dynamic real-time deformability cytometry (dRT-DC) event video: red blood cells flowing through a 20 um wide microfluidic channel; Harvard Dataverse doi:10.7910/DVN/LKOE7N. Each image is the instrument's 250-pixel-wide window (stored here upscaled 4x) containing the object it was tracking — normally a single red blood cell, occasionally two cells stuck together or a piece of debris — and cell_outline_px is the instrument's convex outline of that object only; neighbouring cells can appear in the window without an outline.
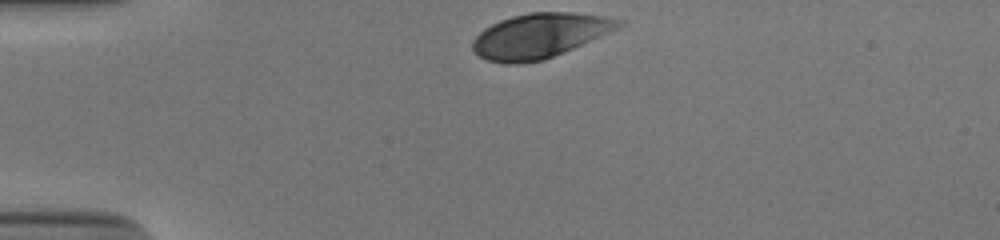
{"species": "human", "species_latin": "Homo sapiens", "temperature_condition": "cold", "stored_images_in_passage": 32, "camera_frame_rate_fps": 3000, "um_per_image_px": 0.085, "donor": {"sex": "male"}, "frame": {"image": 1, "passage_image": 1, "time_ms": 0.0, "image_size_px": [1000, 240], "cell_outline_px": [[624, 24], [616, 28], [564, 52], [544, 60], [516, 64], [504, 64], [484, 60], [472, 52], [472, 40], [484, 28], [500, 20], [512, 16], [528, 12], [572, 12], [604, 16], [624, 20]], "centroid_in_image_um": [45.8, 3.04], "position_along_channel_um": 39.2, "area_um2": 37.97}}
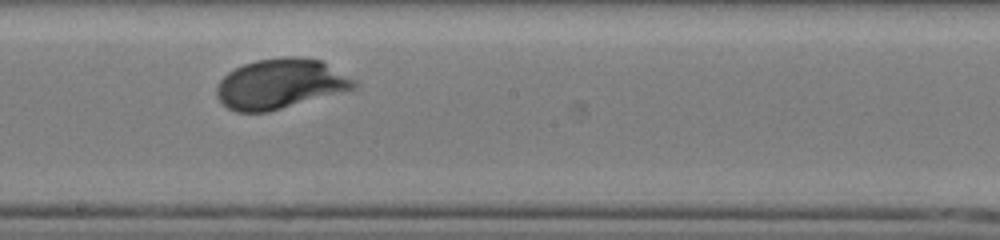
{"frame": {"image": 2, "passage_image": 19, "time_ms": 6.0, "image_size_px": [1000, 240], "cell_outline_px": [[356, 88], [268, 112], [236, 112], [228, 108], [216, 96], [216, 88], [220, 80], [228, 72], [244, 64], [256, 60], [284, 56], [296, 56], [324, 60], [356, 80]], "centroid_in_image_um": [23.84, 7.11], "position_along_channel_um": 224.4, "area_um2": 40.11}}
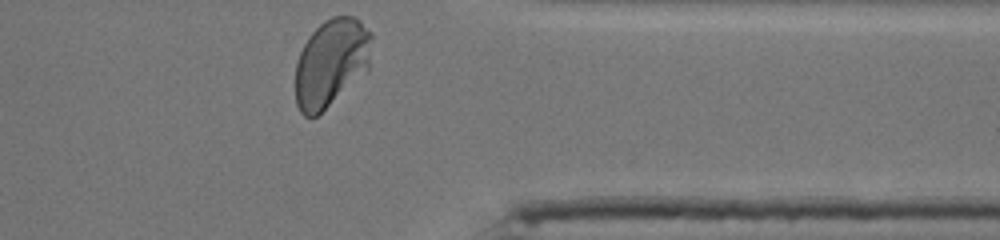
{"frame": {"image": 3, "passage_image": 32, "time_ms": 10.333, "image_size_px": [1000, 240], "cell_outline_px": [[372, 36], [368, 68], [316, 116], [304, 116], [300, 112], [296, 104], [296, 60], [308, 36], [324, 20], [332, 16], [356, 16], [372, 32]], "centroid_in_image_um": [28.13, 5.27], "position_along_channel_um": 383.3, "area_um2": 38.55}, "authors_computed_cell_mechanics": {"area_um2": 38.6104, "velocity_mm_per_s": 3.8177, "shape_relaxation_time_tau1_ms": 2.0515, "shape_relaxation_time_tau2_ms": null, "deformation_change_tau1": 0.1316, "deformation_change_tau2": null}}